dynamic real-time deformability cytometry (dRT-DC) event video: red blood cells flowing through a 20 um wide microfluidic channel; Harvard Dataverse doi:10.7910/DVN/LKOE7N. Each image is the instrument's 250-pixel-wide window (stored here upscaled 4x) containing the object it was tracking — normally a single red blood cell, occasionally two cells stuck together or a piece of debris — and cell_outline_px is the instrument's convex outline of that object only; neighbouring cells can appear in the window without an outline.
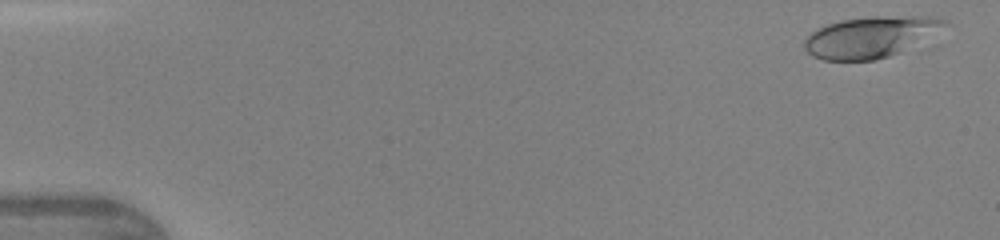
{"species": "human", "species_latin": "Homo sapiens", "temperature_condition": "warm", "stored_images_in_passage": 13, "camera_frame_rate_fps": 3000, "um_per_image_px": 0.085, "donor": {"sex": "female"}, "frame": {"image": 1, "passage_image": 1, "time_ms": 0.0, "image_size_px": [1000, 240], "cell_outline_px": [[948, 24], [900, 52], [876, 60], [824, 60], [812, 56], [804, 48], [804, 40], [812, 32], [828, 24], [844, 20], [876, 16], [928, 16], [948, 20]], "centroid_in_image_um": [73.95, 3.14], "position_along_channel_um": 11.0, "area_um2": 32.83}}
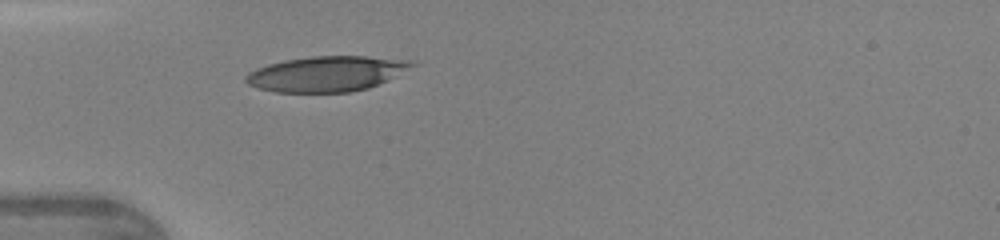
{"frame": {"image": 2, "passage_image": 10, "time_ms": 3.0, "image_size_px": [1000, 240], "cell_outline_px": [[420, 64], [388, 80], [368, 88], [348, 92], [276, 92], [260, 88], [248, 84], [244, 80], [244, 76], [248, 72], [256, 68], [268, 64], [284, 60], [312, 56], [368, 56], [416, 60]], "centroid_in_image_um": [27.82, 6.25], "position_along_channel_um": 57.2, "area_um2": 34.51}}
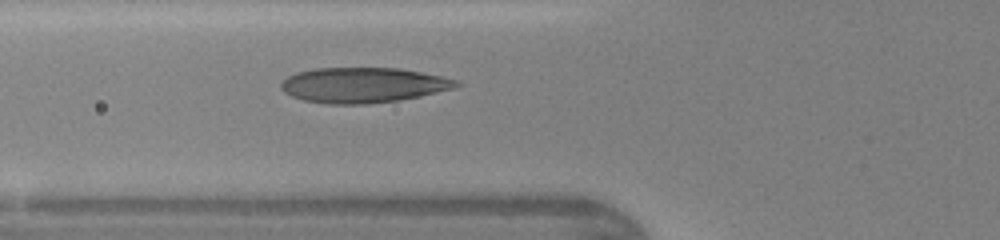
{"frame": {"image": 3, "passage_image": 13, "time_ms": 4.0, "image_size_px": [1000, 240], "cell_outline_px": [[464, 84], [452, 88], [420, 96], [400, 100], [364, 104], [328, 104], [304, 100], [292, 96], [284, 92], [280, 88], [280, 84], [288, 76], [296, 72], [316, 68], [400, 68], [440, 76], [456, 80]], "centroid_in_image_um": [30.84, 7.23], "position_along_channel_um": 95.0, "area_um2": 35.84}}